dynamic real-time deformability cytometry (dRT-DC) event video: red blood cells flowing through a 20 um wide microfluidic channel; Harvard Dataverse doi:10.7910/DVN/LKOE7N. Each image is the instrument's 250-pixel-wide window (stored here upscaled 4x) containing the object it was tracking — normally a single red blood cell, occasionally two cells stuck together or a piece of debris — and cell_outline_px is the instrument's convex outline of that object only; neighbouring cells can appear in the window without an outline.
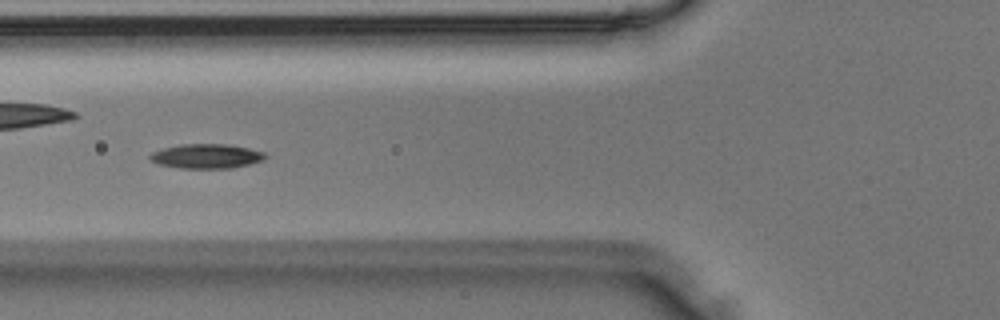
{"species": "Egyptian fruit bat (a non-hibernating species)", "species_latin": "Rousettus aegyptiacus", "temperature_condition": "room temperature", "stored_images_in_passage": 43, "camera_frame_rate_fps": 3000, "um_per_image_px": 0.085, "animal": {"sex": "male"}, "frame": {"image": 1, "passage_image": 13, "time_ms": 4.0, "image_size_px": [1000, 320], "cell_outline_px": [[268, 156], [260, 160], [248, 164], [232, 168], [180, 168], [160, 164], [152, 160], [148, 156], [152, 152], [164, 148], [180, 144], [228, 144], [248, 148], [264, 152]], "centroid_in_image_um": [17.54, 13.27], "position_along_channel_um": 108.3, "area_um2": 16.24}}
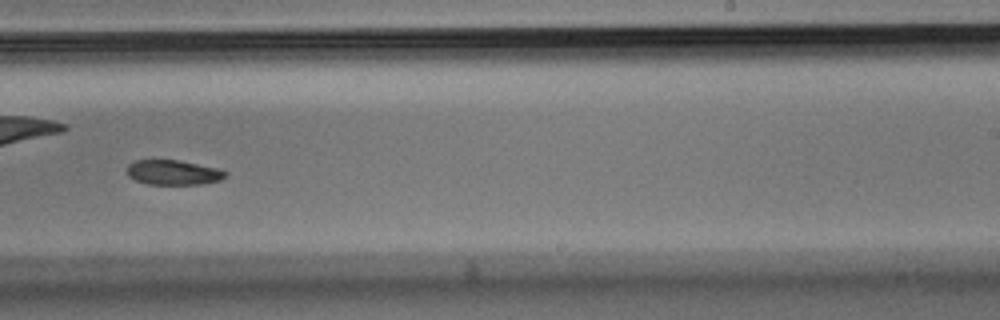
{"frame": {"image": 2, "passage_image": 25, "time_ms": 8.0, "image_size_px": [1000, 320], "cell_outline_px": [[228, 176], [220, 180], [200, 184], [148, 184], [136, 180], [128, 176], [128, 164], [132, 160], [180, 160], [224, 168], [228, 172]], "centroid_in_image_um": [14.81, 14.64], "position_along_channel_um": 274.2, "area_um2": 14.57}}
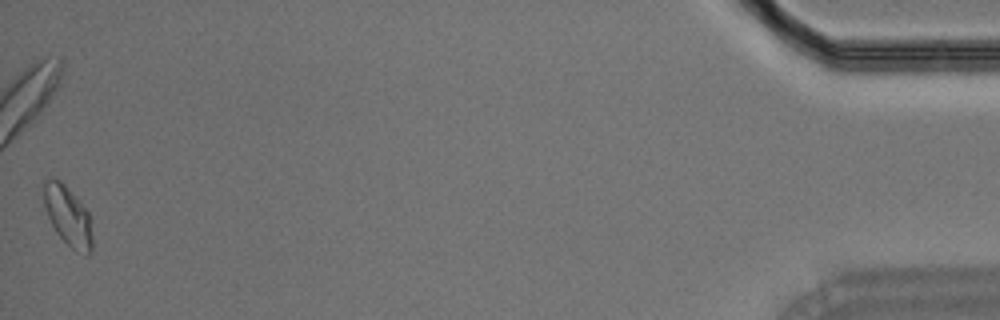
{"frame": {"image": 3, "passage_image": 43, "time_ms": 14.0, "image_size_px": [1000, 320], "cell_outline_px": [[92, 252], [84, 256], [76, 252], [56, 232], [44, 208], [44, 180], [60, 180], [80, 200], [88, 212], [92, 236]], "centroid_in_image_um": [5.8, 18.39], "position_along_channel_um": 429.4, "area_um2": 16.76}}